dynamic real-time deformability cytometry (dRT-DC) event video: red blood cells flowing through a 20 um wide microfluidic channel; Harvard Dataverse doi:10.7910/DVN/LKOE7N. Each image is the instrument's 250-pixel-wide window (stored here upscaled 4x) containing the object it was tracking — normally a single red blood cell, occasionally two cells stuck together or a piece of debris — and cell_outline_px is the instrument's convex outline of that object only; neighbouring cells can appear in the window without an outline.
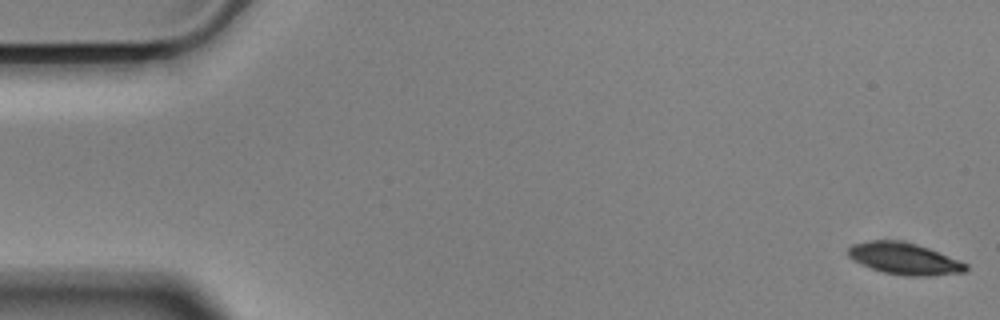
{"species": "Egyptian fruit bat (a non-hibernating species)", "species_latin": "Rousettus aegyptiacus", "temperature_condition": "cold", "stored_images_in_passage": 56, "camera_frame_rate_fps": 3000, "um_per_image_px": 0.085, "animal": {"sex": "male"}, "frame": {"image": 1, "passage_image": 1, "time_ms": 0.0, "image_size_px": [1000, 320], "cell_outline_px": [[968, 268], [964, 272], [928, 276], [904, 276], [884, 272], [860, 264], [852, 260], [848, 256], [848, 248], [852, 244], [868, 240], [900, 240], [916, 244], [928, 248], [960, 260], [968, 264]], "centroid_in_image_um": [76.85, 21.98], "position_along_channel_um": 8.1, "area_um2": 21.85}}
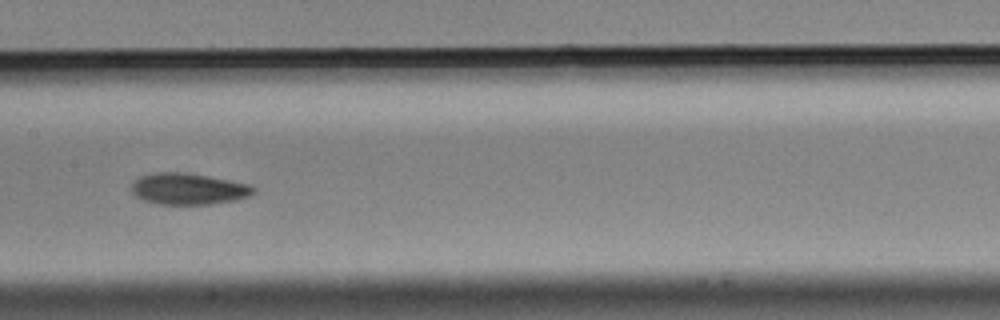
{"frame": {"image": 2, "passage_image": 28, "time_ms": 9.0, "image_size_px": [1000, 320], "cell_outline_px": [[256, 192], [248, 196], [236, 200], [208, 204], [160, 204], [144, 200], [136, 196], [132, 192], [132, 184], [140, 176], [156, 172], [184, 172], [208, 176], [252, 184], [256, 188]], "centroid_in_image_um": [16.05, 16.05], "position_along_channel_um": 191.3, "area_um2": 22.31}}
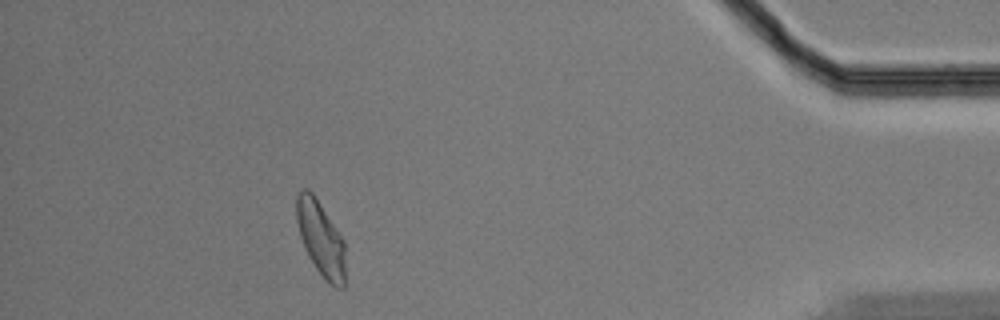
{"frame": {"image": 3, "passage_image": 51, "time_ms": 16.667, "image_size_px": [1000, 320], "cell_outline_px": [[344, 288], [336, 288], [328, 284], [324, 280], [308, 256], [304, 248], [300, 236], [296, 220], [296, 196], [304, 188], [308, 188], [312, 192], [344, 240]], "centroid_in_image_um": [27.25, 20.3], "position_along_channel_um": 408.0, "area_um2": 21.21}, "authors_computed_cell_mechanics": {"area_um2": 21.9929, "velocity_mm_per_s": 3.5305, "shape_relaxation_time_tau1_ms": 3.9854, "shape_relaxation_time_tau2_ms": 2.2433, "deformation_change_tau1": 0.129, "deformation_change_tau2": 0.0731}}